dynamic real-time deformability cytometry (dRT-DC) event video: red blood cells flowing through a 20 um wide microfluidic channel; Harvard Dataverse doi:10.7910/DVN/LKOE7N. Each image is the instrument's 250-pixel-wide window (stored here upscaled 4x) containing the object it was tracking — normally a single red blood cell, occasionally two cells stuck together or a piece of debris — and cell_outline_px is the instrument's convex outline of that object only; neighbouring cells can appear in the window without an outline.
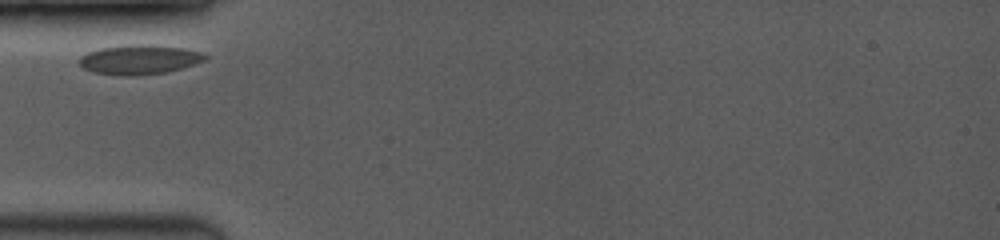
{"species": "common noctule bat (a hibernating species)", "species_latin": "Nyctalus noctula", "temperature_condition": "room temperature", "stored_images_in_passage": 8, "camera_frame_rate_fps": 3500, "um_per_image_px": 0.085, "animal": {"sex": "female", "body_mass_g": 19.0, "forearm_length_mm": 53.3}, "frame": {"image": 1, "passage_image": 1, "time_ms": 0.0, "image_size_px": [1000, 240], "cell_outline_px": [[208, 56], [204, 60], [168, 72], [132, 76], [124, 76], [92, 72], [84, 68], [80, 64], [80, 56], [88, 52], [100, 48], [124, 44], [152, 44], [184, 48], [200, 52]], "centroid_in_image_um": [11.81, 5.05], "position_along_channel_um": 73.2, "area_um2": 21.68}}
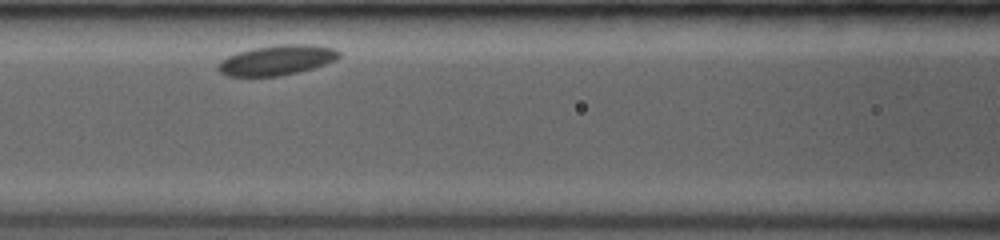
{"frame": {"image": 2, "passage_image": 7, "time_ms": 2.0, "image_size_px": [1000, 240], "cell_outline_px": [[340, 56], [336, 60], [312, 68], [280, 76], [228, 76], [220, 72], [216, 68], [216, 64], [220, 60], [236, 52], [252, 48], [276, 44], [312, 44], [336, 48], [340, 52]], "centroid_in_image_um": [23.51, 5.09], "position_along_channel_um": 143.1, "area_um2": 21.39}}
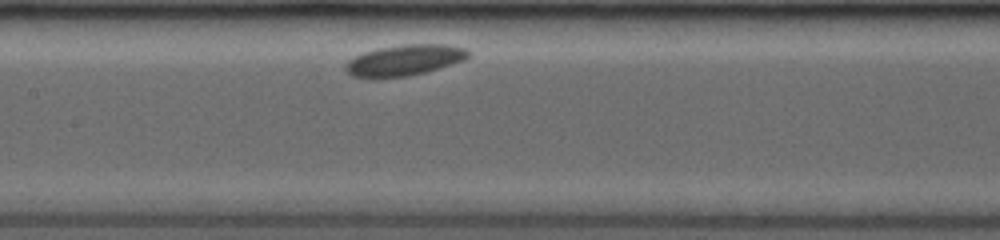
{"frame": {"image": 3, "passage_image": 8, "time_ms": 2.857, "image_size_px": [1000, 240], "cell_outline_px": [[468, 56], [464, 60], [452, 64], [424, 72], [408, 76], [376, 80], [368, 80], [352, 76], [344, 68], [344, 64], [348, 60], [364, 52], [380, 48], [404, 44], [448, 44], [468, 48]], "centroid_in_image_um": [34.32, 5.14], "position_along_channel_um": 173.1, "area_um2": 22.54}}